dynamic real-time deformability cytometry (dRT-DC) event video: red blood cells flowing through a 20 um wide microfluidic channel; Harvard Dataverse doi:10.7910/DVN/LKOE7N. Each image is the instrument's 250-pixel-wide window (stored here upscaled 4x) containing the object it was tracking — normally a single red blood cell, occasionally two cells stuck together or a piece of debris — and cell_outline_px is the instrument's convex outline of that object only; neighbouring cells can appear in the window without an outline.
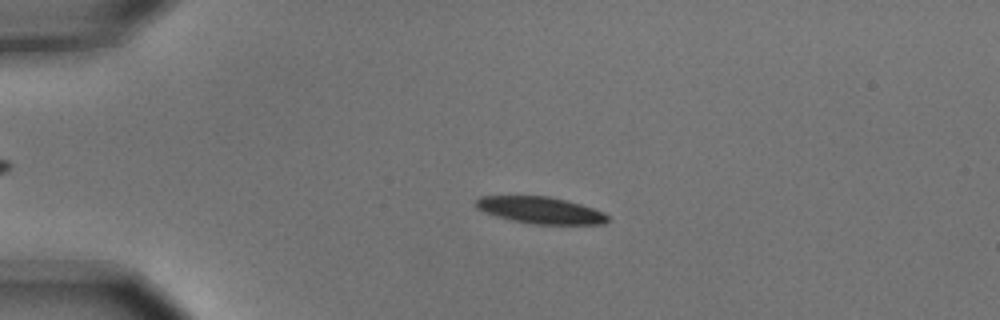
{"species": "common noctule bat (a hibernating species)", "species_latin": "Nyctalus noctula", "temperature_condition": "cold", "stored_images_in_passage": 4, "camera_frame_rate_fps": 3000, "um_per_image_px": 0.085, "animal": {"sex": "male", "body_mass_g": 15.6}, "frame": {"image": 1, "passage_image": 3, "time_ms": 0.667, "image_size_px": [1000, 320], "cell_outline_px": [[608, 220], [604, 224], [532, 224], [512, 220], [496, 216], [484, 212], [476, 208], [476, 200], [480, 196], [548, 196], [580, 204], [604, 212], [608, 216]], "centroid_in_image_um": [45.92, 17.87], "position_along_channel_um": 39.1, "area_um2": 20.4}}